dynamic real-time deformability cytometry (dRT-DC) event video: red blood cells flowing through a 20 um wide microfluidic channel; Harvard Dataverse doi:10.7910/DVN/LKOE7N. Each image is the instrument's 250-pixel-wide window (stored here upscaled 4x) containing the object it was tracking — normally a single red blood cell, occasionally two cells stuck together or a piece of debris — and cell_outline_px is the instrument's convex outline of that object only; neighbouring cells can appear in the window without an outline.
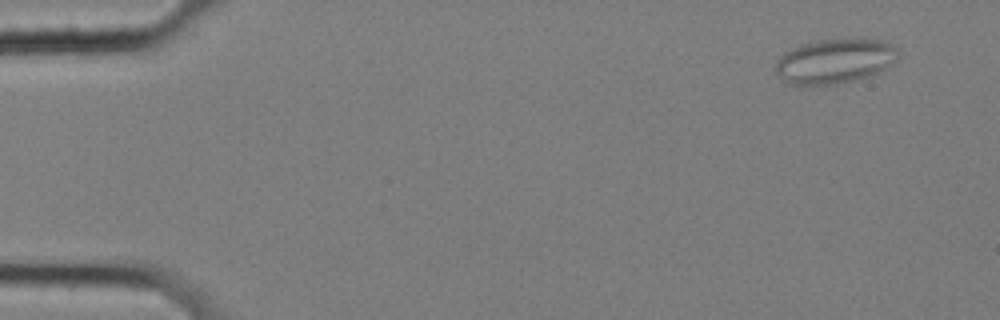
{"species": "common noctule bat (a hibernating species)", "species_latin": "Nyctalus noctula", "temperature_condition": "cold", "stored_images_in_passage": 58, "camera_frame_rate_fps": 3000, "um_per_image_px": 0.085, "animal": {"sex": "female", "body_mass_g": 25.1}, "frame": {"image": 1, "passage_image": 4, "time_ms": 1.0, "image_size_px": [1000, 320], "cell_outline_px": [[900, 56], [896, 60], [884, 68], [876, 72], [852, 80], [836, 84], [792, 84], [780, 76], [776, 72], [776, 60], [784, 52], [800, 44], [812, 40], [856, 36], [884, 40], [892, 44], [900, 52]], "centroid_in_image_um": [70.99, 5.11], "position_along_channel_um": 14.0, "area_um2": 32.31}}
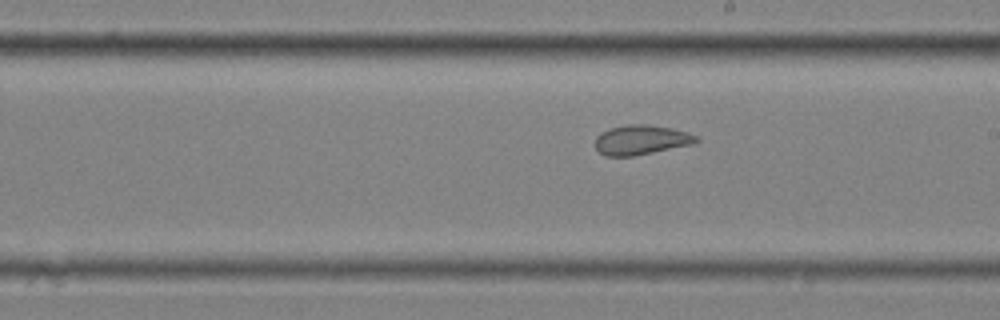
{"frame": {"image": 2, "passage_image": 33, "time_ms": 10.667, "image_size_px": [1000, 320], "cell_outline_px": [[700, 140], [692, 144], [632, 156], [604, 156], [596, 148], [596, 136], [600, 132], [608, 128], [628, 124], [648, 124], [672, 128], [688, 132], [696, 136]], "centroid_in_image_um": [54.47, 11.87], "position_along_channel_um": 234.5, "area_um2": 17.46}}
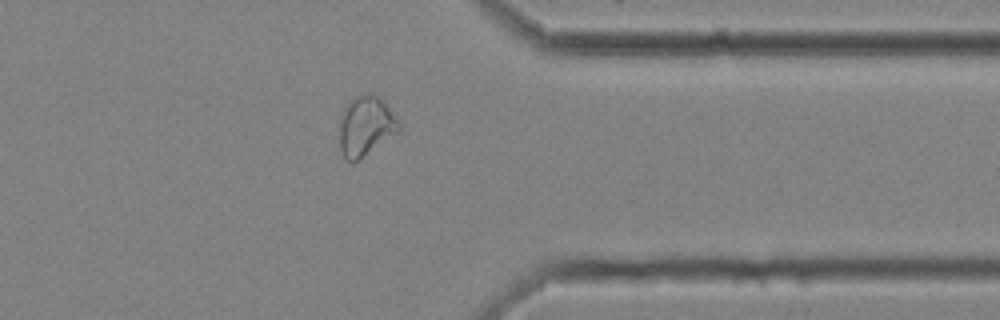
{"frame": {"image": 3, "passage_image": 46, "time_ms": 15.0, "image_size_px": [1000, 320], "cell_outline_px": [[400, 132], [352, 164], [344, 156], [340, 148], [340, 120], [344, 108], [348, 100], [356, 96], [368, 92], [372, 92], [380, 96], [400, 124]], "centroid_in_image_um": [31.09, 10.69], "position_along_channel_um": 380.3, "area_um2": 20.87}, "authors_computed_cell_mechanics": {"area_um2": 22.8021, "velocity_mm_per_s": 3.5083, "shape_relaxation_time_tau1_ms": null, "shape_relaxation_time_tau2_ms": 1.4628, "deformation_change_tau1": null, "deformation_change_tau2": 0.0776}}